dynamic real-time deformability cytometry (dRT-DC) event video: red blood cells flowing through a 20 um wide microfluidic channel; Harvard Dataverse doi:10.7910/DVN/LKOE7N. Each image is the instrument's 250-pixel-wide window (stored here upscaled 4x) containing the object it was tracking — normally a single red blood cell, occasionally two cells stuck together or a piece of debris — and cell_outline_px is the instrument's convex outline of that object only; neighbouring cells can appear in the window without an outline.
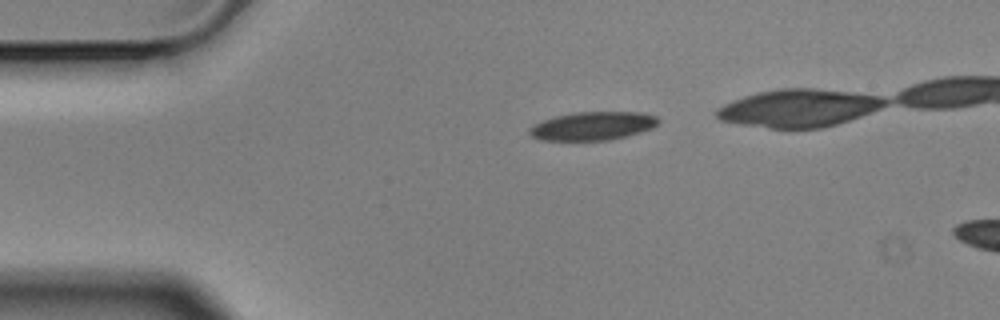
{"species": "Egyptian fruit bat (a non-hibernating species)", "species_latin": "Rousettus aegyptiacus", "temperature_condition": "cold", "stored_images_in_passage": 2, "camera_frame_rate_fps": 3000, "um_per_image_px": 0.085, "animal": {"sex": "male"}, "frame": {"image": 1, "passage_image": 1, "time_ms": 0.0, "image_size_px": [1000, 320], "cell_outline_px": [[660, 120], [652, 128], [640, 132], [608, 140], [544, 140], [532, 136], [528, 132], [528, 128], [544, 120], [556, 116], [576, 112], [644, 112], [656, 116]], "centroid_in_image_um": [50.4, 10.7], "position_along_channel_um": 34.6, "area_um2": 21.1}}